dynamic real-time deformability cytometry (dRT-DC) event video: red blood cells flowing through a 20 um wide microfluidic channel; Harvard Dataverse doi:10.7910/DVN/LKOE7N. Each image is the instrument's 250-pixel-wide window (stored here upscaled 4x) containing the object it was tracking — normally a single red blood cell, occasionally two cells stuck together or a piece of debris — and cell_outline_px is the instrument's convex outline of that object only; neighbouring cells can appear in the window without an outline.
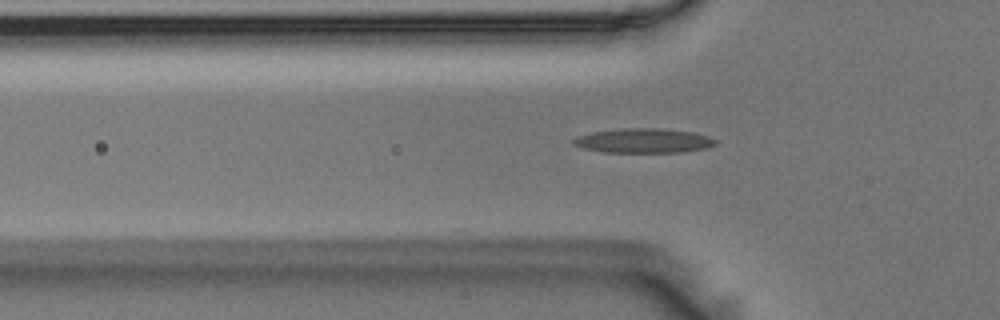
{"species": "Egyptian fruit bat (a non-hibernating species)", "species_latin": "Rousettus aegyptiacus", "temperature_condition": "room temperature", "stored_images_in_passage": 39, "camera_frame_rate_fps": 3000, "um_per_image_px": 0.085, "animal": {"sex": "male"}, "frame": {"image": 1, "passage_image": 2, "time_ms": 0.333, "image_size_px": [1000, 320], "cell_outline_px": [[716, 144], [708, 148], [680, 152], [604, 152], [584, 148], [572, 144], [572, 140], [576, 136], [592, 132], [624, 128], [656, 128], [692, 132], [708, 136], [716, 140]], "centroid_in_image_um": [54.69, 11.96], "position_along_channel_um": 71.1, "area_um2": 20.17}}
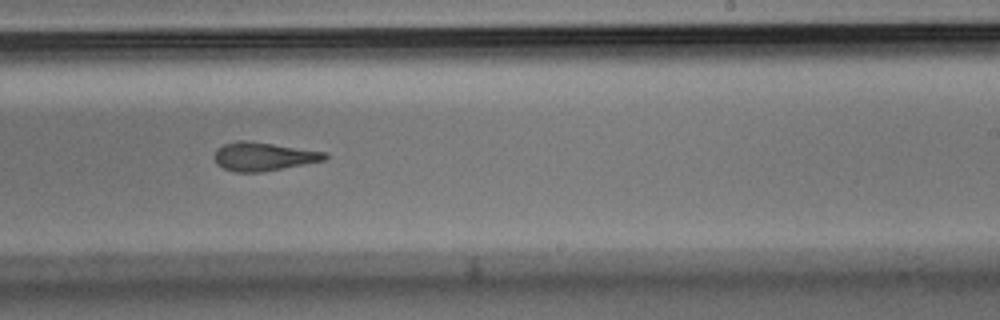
{"frame": {"image": 2, "passage_image": 18, "time_ms": 5.667, "image_size_px": [1000, 320], "cell_outline_px": [[328, 156], [324, 160], [260, 172], [236, 172], [224, 168], [216, 164], [216, 152], [224, 144], [236, 140], [244, 140], [328, 152]], "centroid_in_image_um": [22.4, 13.3], "position_along_channel_um": 266.6, "area_um2": 17.92}}
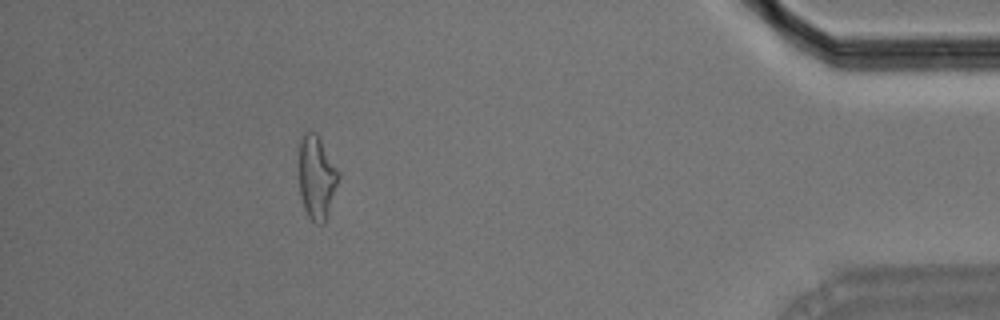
{"frame": {"image": 3, "passage_image": 34, "time_ms": 11.0, "image_size_px": [1000, 320], "cell_outline_px": [[340, 176], [324, 224], [316, 224], [308, 216], [304, 208], [300, 196], [300, 140], [304, 132], [316, 132], [340, 172]], "centroid_in_image_um": [26.93, 15.08], "position_along_channel_um": 408.3, "area_um2": 19.02}, "authors_computed_cell_mechanics": {"area_um2": 18.8428, "velocity_mm_per_s": 3.64, "shape_relaxation_time_tau1_ms": null, "shape_relaxation_time_tau2_ms": 3.0822, "deformation_change_tau1": null, "deformation_change_tau2": 0.1188}}